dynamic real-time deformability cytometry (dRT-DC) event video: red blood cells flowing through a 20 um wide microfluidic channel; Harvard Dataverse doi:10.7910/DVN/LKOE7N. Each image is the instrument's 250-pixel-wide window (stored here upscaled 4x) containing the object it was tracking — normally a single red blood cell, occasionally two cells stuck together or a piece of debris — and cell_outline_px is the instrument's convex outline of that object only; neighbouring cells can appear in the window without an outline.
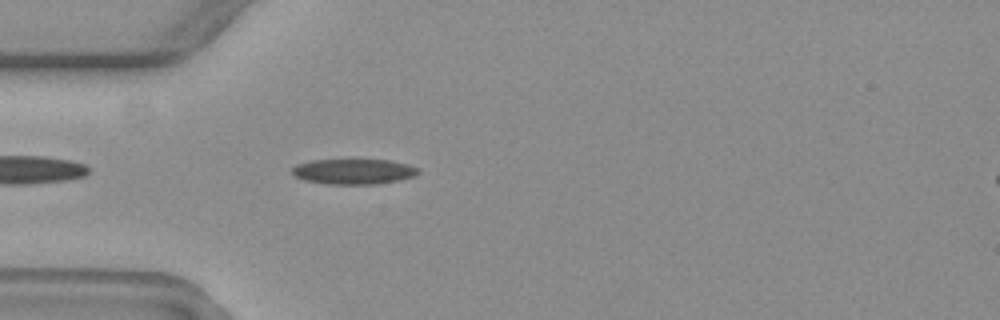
{"species": "common noctule bat (a hibernating species)", "species_latin": "Nyctalus noctula", "temperature_condition": "warm", "stored_images_in_passage": 1, "camera_frame_rate_fps": 3000, "um_per_image_px": 0.085, "animal": {"sex": "female", "body_mass_g": 19.3, "forearm_length_mm": 54.1}, "frame": {"image": 1, "passage_image": 1, "time_ms": 0.0, "image_size_px": [1000, 320], "cell_outline_px": [[420, 172], [416, 176], [376, 184], [324, 184], [304, 180], [296, 176], [292, 172], [292, 168], [296, 164], [312, 160], [388, 160], [408, 164], [420, 168]], "centroid_in_image_um": [30.07, 14.58], "position_along_channel_um": 54.9, "area_um2": 18.61}}